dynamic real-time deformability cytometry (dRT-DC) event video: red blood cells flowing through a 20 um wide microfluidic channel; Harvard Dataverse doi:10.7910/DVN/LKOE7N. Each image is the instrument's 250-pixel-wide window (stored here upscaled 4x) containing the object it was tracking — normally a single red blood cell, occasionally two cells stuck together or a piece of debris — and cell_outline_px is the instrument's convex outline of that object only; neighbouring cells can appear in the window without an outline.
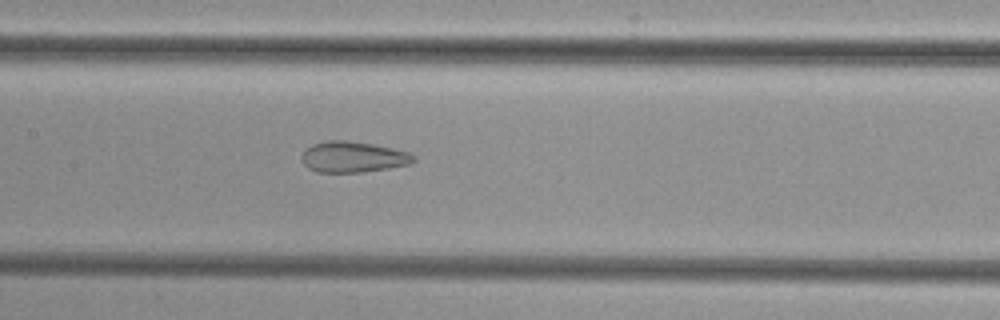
{"species": "common noctule bat (a hibernating species)", "species_latin": "Nyctalus noctula", "temperature_condition": "cold", "stored_images_in_passage": 52, "camera_frame_rate_fps": 3000, "um_per_image_px": 0.085, "animal": {"sex": "female", "body_mass_g": 29.2, "forearm_length_mm": 56.3}, "frame": {"image": 1, "passage_image": 25, "time_ms": 8.0, "image_size_px": [1000, 320], "cell_outline_px": [[416, 160], [412, 164], [364, 172], [316, 172], [308, 168], [304, 164], [300, 156], [312, 144], [328, 140], [348, 140], [372, 144], [392, 148], [408, 152], [416, 156]], "centroid_in_image_um": [30.03, 13.34], "position_along_channel_um": 177.4, "area_um2": 20.23}}
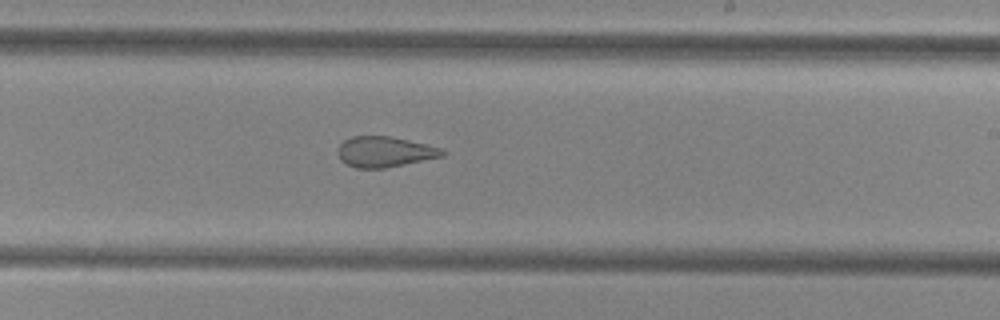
{"frame": {"image": 2, "passage_image": 31, "time_ms": 10.0, "image_size_px": [1000, 320], "cell_outline_px": [[448, 152], [444, 156], [384, 168], [356, 168], [340, 160], [336, 152], [336, 148], [344, 140], [352, 136], [388, 136], [408, 140], [444, 148]], "centroid_in_image_um": [32.7, 12.9], "position_along_channel_um": 256.3, "area_um2": 18.73}}
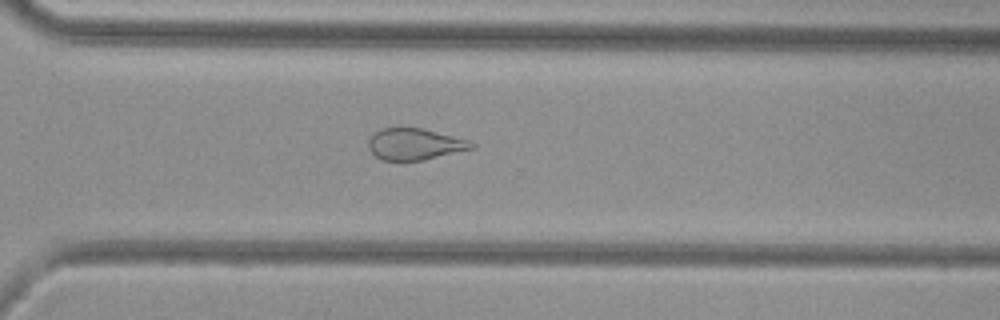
{"frame": {"image": 3, "passage_image": 37, "time_ms": 12.0, "image_size_px": [1000, 320], "cell_outline_px": [[476, 148], [424, 160], [380, 160], [368, 148], [368, 140], [380, 128], [400, 124], [424, 128], [468, 140], [476, 144]], "centroid_in_image_um": [35.24, 12.21], "position_along_channel_um": 335.4, "area_um2": 19.59}}